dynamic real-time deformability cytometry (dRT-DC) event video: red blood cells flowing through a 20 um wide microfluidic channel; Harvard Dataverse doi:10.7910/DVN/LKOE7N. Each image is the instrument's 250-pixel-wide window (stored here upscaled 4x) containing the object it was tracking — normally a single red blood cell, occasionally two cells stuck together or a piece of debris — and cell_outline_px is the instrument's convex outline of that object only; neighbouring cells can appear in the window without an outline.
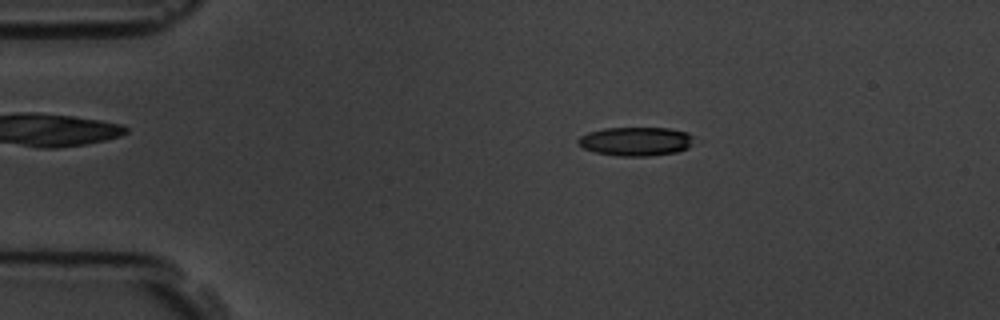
{"species": "common noctule bat (a hibernating species)", "species_latin": "Nyctalus noctula", "temperature_condition": "room temperature", "stored_images_in_passage": 3, "camera_frame_rate_fps": 3000, "um_per_image_px": 0.085, "animal": {"sex": "male", "body_mass_g": 19.5, "forearm_length_mm": 54.6}, "frame": {"image": 1, "passage_image": 2, "time_ms": 1.333, "image_size_px": [1000, 320], "cell_outline_px": [[696, 140], [688, 148], [676, 152], [648, 156], [620, 156], [596, 152], [584, 148], [576, 144], [576, 140], [580, 136], [588, 132], [604, 128], [668, 128], [688, 132], [696, 136]], "centroid_in_image_um": [54.08, 12.01], "position_along_channel_um": 30.9, "area_um2": 19.71}}